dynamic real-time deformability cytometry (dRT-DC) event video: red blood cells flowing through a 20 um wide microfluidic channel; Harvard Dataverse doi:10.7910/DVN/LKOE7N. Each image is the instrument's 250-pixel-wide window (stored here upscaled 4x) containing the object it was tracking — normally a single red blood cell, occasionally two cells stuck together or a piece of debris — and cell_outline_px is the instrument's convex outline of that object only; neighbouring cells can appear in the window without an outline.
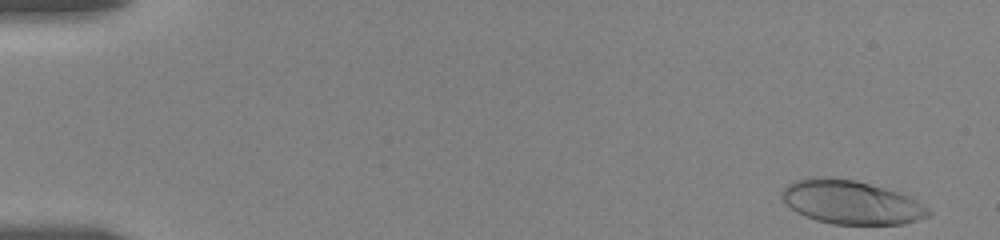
{"species": "human", "species_latin": "Homo sapiens", "temperature_condition": "room temperature", "stored_images_in_passage": 17, "camera_frame_rate_fps": 3000, "um_per_image_px": 0.085, "donor": {"sex": "female"}, "frame": {"image": 1, "passage_image": 1, "time_ms": 0.0, "image_size_px": [1000, 240], "cell_outline_px": [[932, 212], [928, 216], [904, 224], [832, 224], [816, 220], [804, 216], [796, 212], [780, 196], [780, 192], [788, 184], [796, 180], [808, 176], [832, 176], [856, 180], [900, 192], [916, 200], [928, 208]], "centroid_in_image_um": [72.32, 17.17], "position_along_channel_um": 12.7, "area_um2": 37.63}}
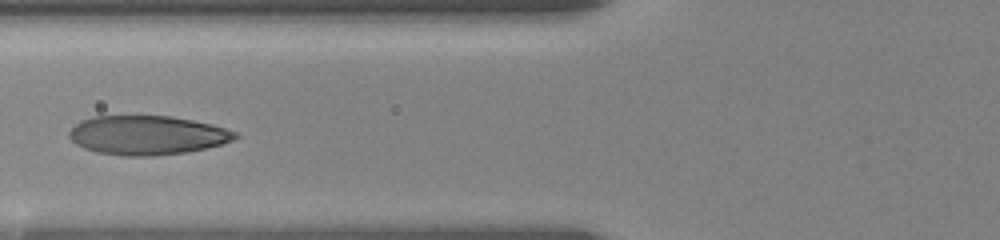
{"frame": {"image": 2, "passage_image": 14, "time_ms": 6.667, "image_size_px": [1000, 240], "cell_outline_px": [[240, 136], [232, 140], [220, 144], [188, 152], [152, 156], [124, 156], [96, 152], [84, 148], [76, 144], [68, 136], [68, 132], [80, 120], [92, 116], [172, 116], [212, 124], [236, 132]], "centroid_in_image_um": [12.48, 11.49], "position_along_channel_um": 113.3, "area_um2": 37.86}}
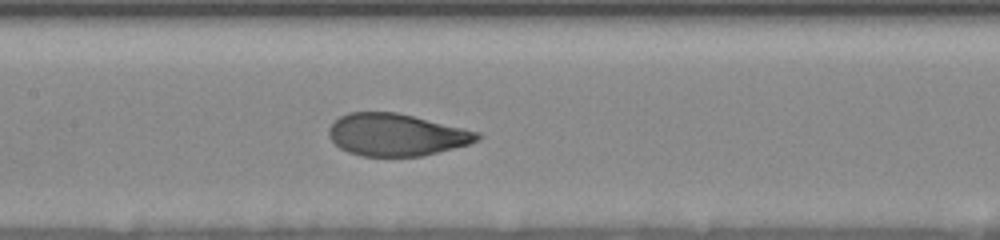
{"frame": {"image": 3, "passage_image": 17, "time_ms": 8.333, "image_size_px": [1000, 240], "cell_outline_px": [[484, 136], [480, 140], [468, 144], [420, 156], [360, 156], [348, 152], [340, 148], [328, 136], [328, 128], [340, 116], [348, 112], [396, 112], [464, 128], [480, 132]], "centroid_in_image_um": [33.69, 11.45], "position_along_channel_um": 173.7, "area_um2": 36.41}}